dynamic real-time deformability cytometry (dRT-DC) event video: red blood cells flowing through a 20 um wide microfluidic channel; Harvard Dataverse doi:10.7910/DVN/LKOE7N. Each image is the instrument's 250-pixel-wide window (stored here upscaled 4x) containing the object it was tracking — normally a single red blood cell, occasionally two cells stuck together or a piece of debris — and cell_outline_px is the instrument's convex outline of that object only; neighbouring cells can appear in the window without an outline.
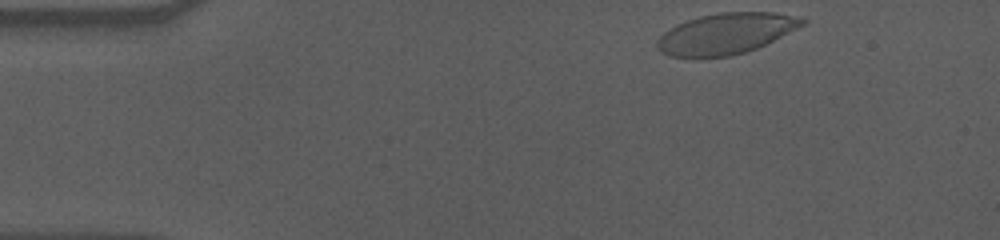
{"species": "human", "species_latin": "Homo sapiens", "temperature_condition": "cold", "stored_images_in_passage": 51, "camera_frame_rate_fps": 3000, "um_per_image_px": 0.085, "donor": {"sex": "male"}, "frame": {"image": 1, "passage_image": 1, "time_ms": 0.0, "image_size_px": [1000, 240], "cell_outline_px": [[808, 24], [756, 48], [744, 52], [728, 56], [692, 60], [668, 56], [660, 52], [656, 48], [656, 40], [664, 32], [676, 24], [700, 16], [716, 12], [776, 12], [800, 16], [808, 20]], "centroid_in_image_um": [61.68, 2.88], "position_along_channel_um": 23.3, "area_um2": 35.55}}
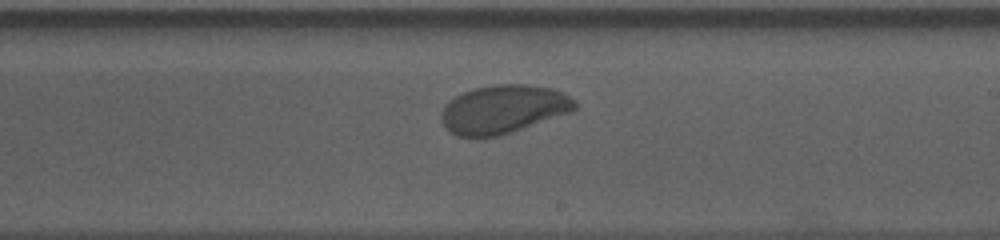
{"frame": {"image": 2, "passage_image": 27, "time_ms": 8.667, "image_size_px": [1000, 240], "cell_outline_px": [[576, 108], [572, 112], [500, 136], [456, 136], [440, 120], [440, 112], [444, 104], [448, 100], [464, 92], [476, 88], [496, 84], [528, 84], [552, 88], [564, 92], [576, 100]], "centroid_in_image_um": [42.81, 9.27], "position_along_channel_um": 246.2, "area_um2": 37.86}}
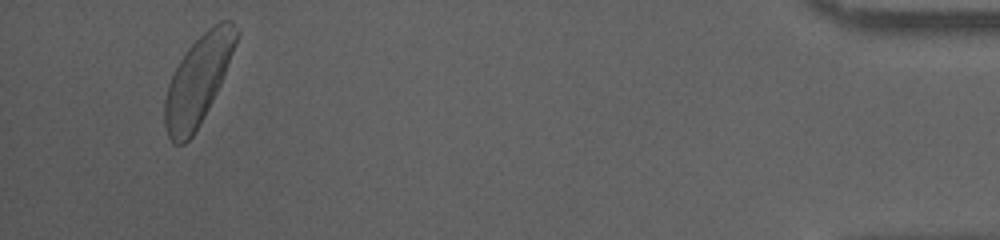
{"frame": {"image": 3, "passage_image": 48, "time_ms": 15.667, "image_size_px": [1000, 240], "cell_outline_px": [[236, 44], [220, 84], [200, 124], [192, 136], [184, 144], [172, 144], [168, 136], [164, 124], [164, 100], [168, 84], [180, 60], [188, 48], [208, 28], [220, 20], [232, 20], [236, 28]], "centroid_in_image_um": [16.8, 6.85], "position_along_channel_um": 418.4, "area_um2": 36.3}, "authors_computed_cell_mechanics": {"area_um2": 37.3966, "velocity_mm_per_s": 3.5119, "shape_relaxation_time_tau1_ms": 4.1277, "shape_relaxation_time_tau2_ms": null, "deformation_change_tau1": 0.1589, "deformation_change_tau2": null}}